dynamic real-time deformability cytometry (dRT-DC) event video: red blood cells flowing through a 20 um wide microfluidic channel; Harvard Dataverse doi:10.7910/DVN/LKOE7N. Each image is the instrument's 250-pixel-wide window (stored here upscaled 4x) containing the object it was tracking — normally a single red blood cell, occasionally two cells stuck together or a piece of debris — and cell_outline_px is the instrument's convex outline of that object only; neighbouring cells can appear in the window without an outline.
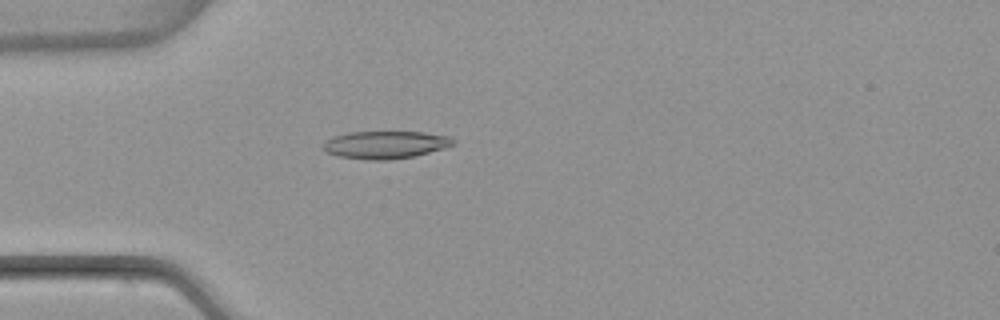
{"species": "common noctule bat (a hibernating species)", "species_latin": "Nyctalus noctula", "temperature_condition": "warm", "stored_images_in_passage": 5, "camera_frame_rate_fps": 3000, "um_per_image_px": 0.085, "animal": {"sex": "female", "body_mass_g": 22.7, "forearm_length_mm": 54.2}, "frame": {"image": 1, "passage_image": 5, "time_ms": 4.667, "image_size_px": [1000, 320], "cell_outline_px": [[456, 140], [452, 144], [444, 148], [416, 156], [388, 160], [368, 160], [336, 156], [324, 152], [324, 140], [332, 136], [348, 132], [424, 132], [452, 136]], "centroid_in_image_um": [32.74, 12.3], "position_along_channel_um": 52.3, "area_um2": 21.21}}